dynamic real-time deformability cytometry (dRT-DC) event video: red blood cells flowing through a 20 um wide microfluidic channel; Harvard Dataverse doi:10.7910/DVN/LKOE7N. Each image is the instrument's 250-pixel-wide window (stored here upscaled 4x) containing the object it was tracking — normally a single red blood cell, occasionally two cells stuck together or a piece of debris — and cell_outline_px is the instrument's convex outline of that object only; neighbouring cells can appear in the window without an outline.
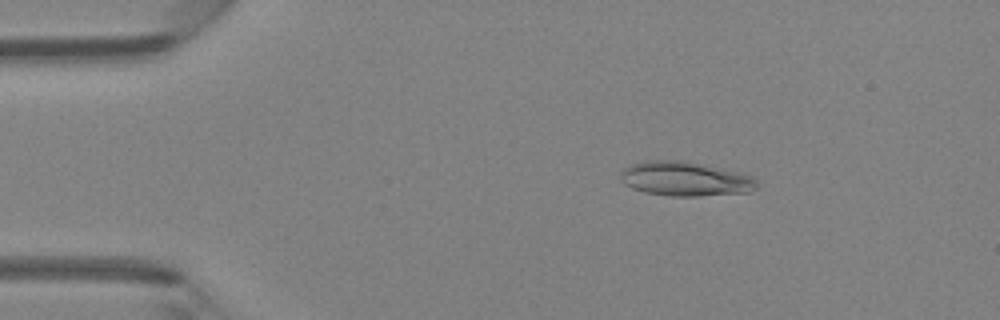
{"species": "Egyptian fruit bat (a non-hibernating species)", "species_latin": "Rousettus aegyptiacus", "temperature_condition": "room temperature", "stored_images_in_passage": 46, "camera_frame_rate_fps": 3000, "um_per_image_px": 0.085, "animal": {"sex": "female"}, "frame": {"image": 1, "passage_image": 7, "time_ms": 2.0, "image_size_px": [1000, 320], "cell_outline_px": [[756, 188], [752, 192], [700, 196], [668, 196], [644, 192], [632, 188], [624, 184], [620, 180], [620, 172], [624, 168], [632, 164], [644, 160], [680, 160], [744, 172], [752, 176], [756, 180]], "centroid_in_image_um": [58.25, 15.2], "position_along_channel_um": 26.8, "area_um2": 27.69}}
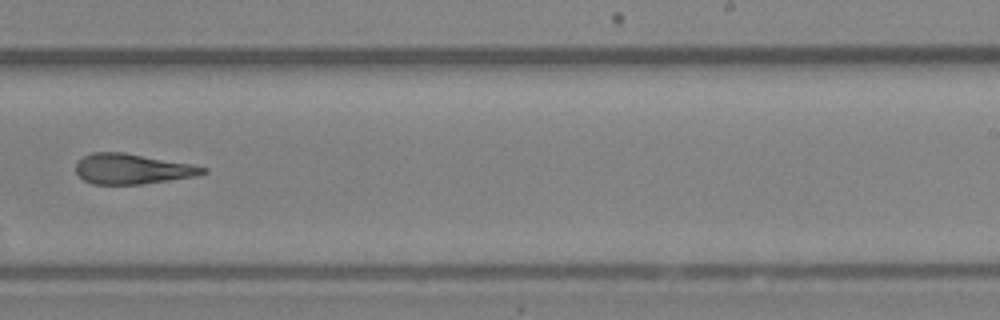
{"frame": {"image": 2, "passage_image": 29, "time_ms": 9.333, "image_size_px": [1000, 320], "cell_outline_px": [[208, 172], [196, 176], [140, 184], [92, 184], [84, 180], [76, 172], [76, 164], [84, 156], [92, 152], [124, 152], [192, 164], [208, 168]], "centroid_in_image_um": [11.26, 14.35], "position_along_channel_um": 277.7, "area_um2": 22.31}}
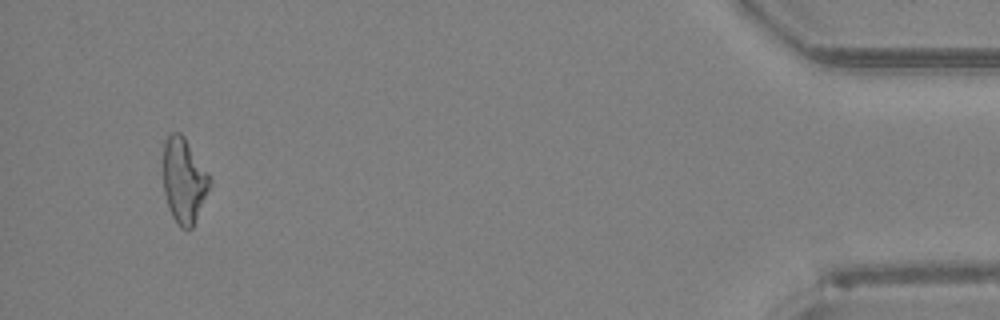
{"frame": {"image": 3, "passage_image": 44, "time_ms": 14.333, "image_size_px": [1000, 320], "cell_outline_px": [[212, 184], [192, 228], [180, 228], [172, 216], [168, 208], [164, 192], [164, 140], [172, 132], [180, 132], [184, 136], [208, 172], [212, 180]], "centroid_in_image_um": [15.65, 15.34], "position_along_channel_um": 419.6, "area_um2": 23.12}, "authors_computed_cell_mechanics": {"area_um2": 23.2645, "velocity_mm_per_s": 4.3198, "shape_relaxation_time_tau1_ms": 10.2866, "shape_relaxation_time_tau2_ms": 3.4603, "deformation_change_tau1": 0.2859, "deformation_change_tau2": 0.1644}}